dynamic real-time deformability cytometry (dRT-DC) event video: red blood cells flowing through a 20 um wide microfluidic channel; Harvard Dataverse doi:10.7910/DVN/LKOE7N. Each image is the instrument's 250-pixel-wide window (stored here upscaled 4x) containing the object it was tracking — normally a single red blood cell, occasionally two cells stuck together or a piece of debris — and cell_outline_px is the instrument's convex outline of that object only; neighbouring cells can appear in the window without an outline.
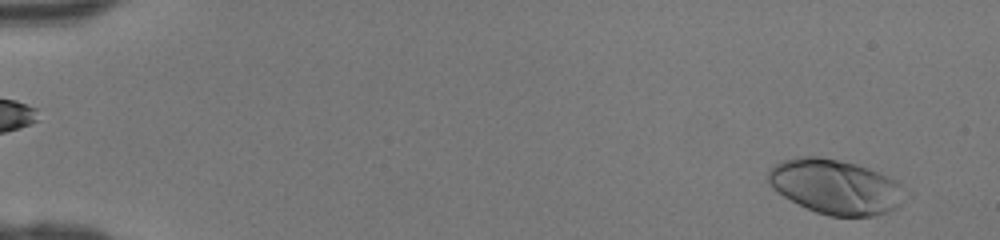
{"species": "human", "species_latin": "Homo sapiens", "temperature_condition": "room temperature", "stored_images_in_passage": 45, "camera_frame_rate_fps": 3000, "um_per_image_px": 0.085, "donor": {"sex": "female"}, "frame": {"image": 1, "passage_image": 2, "time_ms": 0.333, "image_size_px": [1000, 240], "cell_outline_px": [[912, 196], [896, 208], [888, 212], [872, 216], [828, 216], [816, 212], [784, 196], [772, 188], [768, 180], [768, 172], [780, 160], [796, 156], [816, 156], [856, 164], [868, 168], [888, 176], [896, 180], [912, 192]], "centroid_in_image_um": [71.12, 15.88], "position_along_channel_um": 13.9, "area_um2": 44.1}}
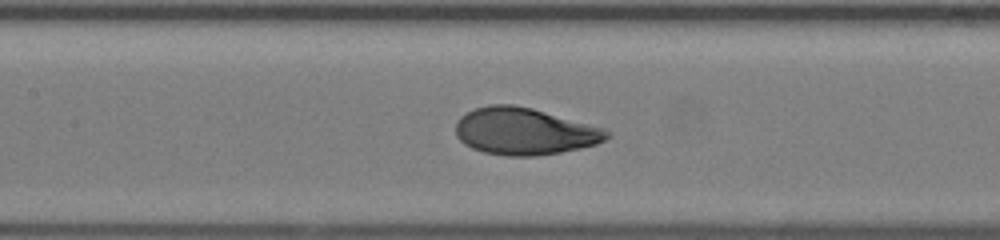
{"frame": {"image": 2, "passage_image": 22, "time_ms": 7.0, "image_size_px": [1000, 240], "cell_outline_px": [[612, 136], [596, 144], [580, 148], [560, 152], [536, 156], [508, 156], [484, 152], [472, 148], [464, 144], [456, 136], [456, 120], [460, 116], [476, 108], [492, 104], [512, 104], [532, 108], [604, 128], [612, 132]], "centroid_in_image_um": [44.58, 11.16], "position_along_channel_um": 162.8, "area_um2": 41.38}}
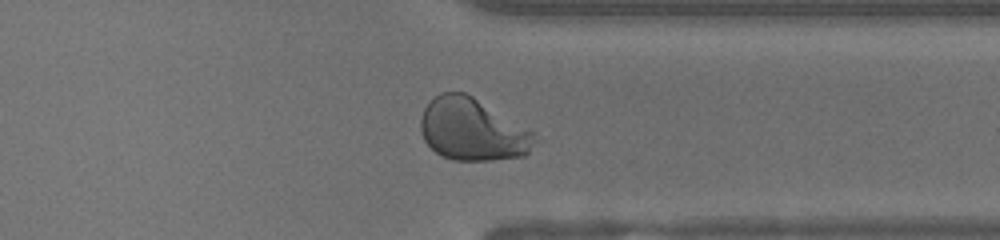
{"frame": {"image": 3, "passage_image": 36, "time_ms": 11.667, "image_size_px": [1000, 240], "cell_outline_px": [[540, 140], [524, 156], [492, 160], [452, 160], [440, 156], [424, 140], [420, 128], [420, 116], [424, 108], [440, 92], [464, 92], [472, 96], [536, 132]], "centroid_in_image_um": [40.2, 11.03], "position_along_channel_um": 371.2, "area_um2": 41.73}}